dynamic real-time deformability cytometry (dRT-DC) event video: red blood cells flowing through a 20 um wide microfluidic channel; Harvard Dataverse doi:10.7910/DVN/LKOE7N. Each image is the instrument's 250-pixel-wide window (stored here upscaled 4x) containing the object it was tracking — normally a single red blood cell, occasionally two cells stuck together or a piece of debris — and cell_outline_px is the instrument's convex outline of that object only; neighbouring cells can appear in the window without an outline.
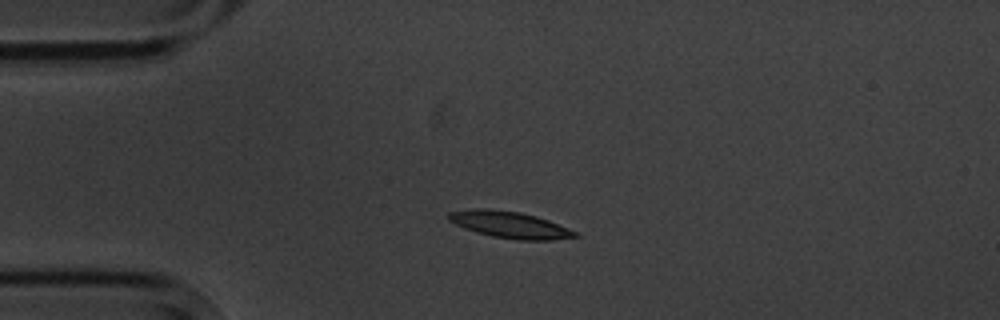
{"species": "common noctule bat (a hibernating species)", "species_latin": "Nyctalus noctula", "temperature_condition": "cold", "stored_images_in_passage": 2, "camera_frame_rate_fps": 3000, "um_per_image_px": 0.085, "animal": {"sex": "male", "body_mass_g": 20.1, "forearm_length_mm": 53.5}, "frame": {"image": 1, "passage_image": 1, "time_ms": 0.0, "image_size_px": [1000, 320], "cell_outline_px": [[580, 236], [552, 240], [520, 240], [492, 236], [476, 232], [464, 228], [448, 220], [448, 212], [476, 208], [488, 208], [520, 212], [536, 216], [548, 220], [568, 228], [576, 232]], "centroid_in_image_um": [43.32, 19.1], "position_along_channel_um": 41.7, "area_um2": 19.54}}